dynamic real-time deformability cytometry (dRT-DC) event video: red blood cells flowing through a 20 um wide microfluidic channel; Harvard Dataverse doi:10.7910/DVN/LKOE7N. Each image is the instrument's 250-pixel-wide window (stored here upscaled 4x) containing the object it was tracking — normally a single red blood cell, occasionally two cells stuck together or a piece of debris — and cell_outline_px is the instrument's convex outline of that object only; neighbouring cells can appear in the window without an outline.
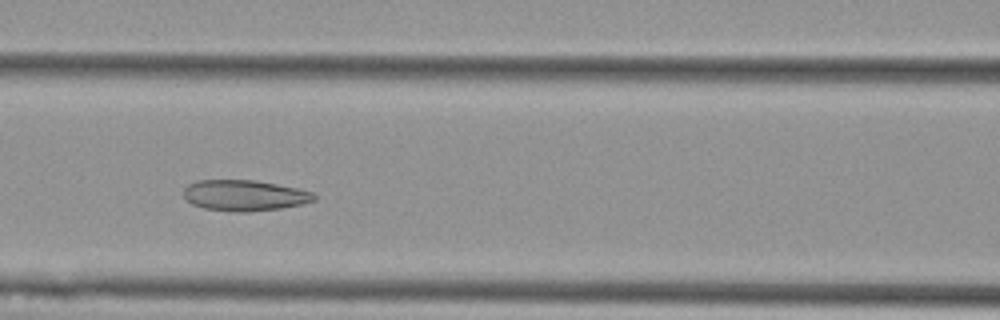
{"species": "Egyptian fruit bat (a non-hibernating species)", "species_latin": "Rousettus aegyptiacus", "temperature_condition": "cold", "stored_images_in_passage": 10, "camera_frame_rate_fps": 3000, "um_per_image_px": 0.085, "animal": {"sex": "female"}, "frame": {"image": 1, "passage_image": 6, "time_ms": 1.667, "image_size_px": [1000, 320], "cell_outline_px": [[316, 200], [304, 204], [280, 208], [244, 212], [236, 212], [204, 208], [192, 204], [184, 196], [184, 188], [188, 184], [196, 180], [252, 180], [276, 184], [296, 188], [312, 192], [316, 196]], "centroid_in_image_um": [20.78, 16.61], "position_along_channel_um": 145.8, "area_um2": 23.35}}
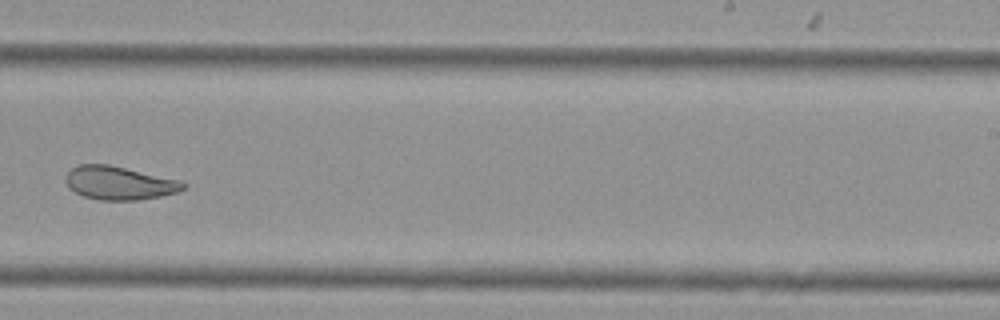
{"frame": {"image": 2, "passage_image": 9, "time_ms": 2.667, "image_size_px": [1000, 320], "cell_outline_px": [[188, 184], [180, 192], [160, 196], [136, 200], [100, 200], [84, 196], [68, 188], [64, 180], [68, 172], [76, 164], [108, 164], [180, 180]], "centroid_in_image_um": [10.13, 15.55], "position_along_channel_um": 278.9, "area_um2": 22.95}}
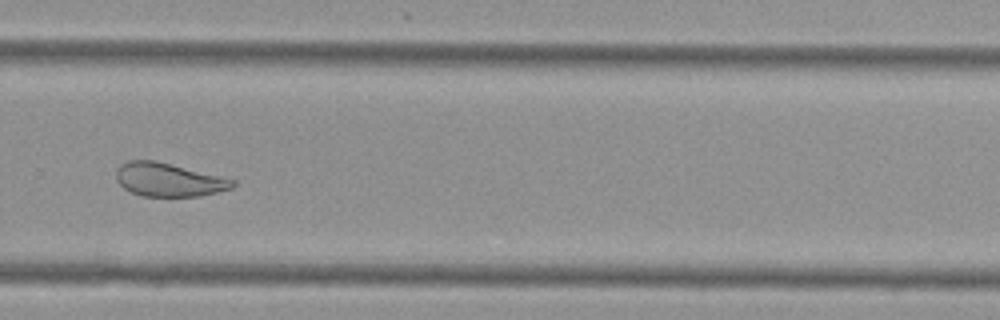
{"frame": {"image": 3, "passage_image": 10, "time_ms": 3.0, "image_size_px": [1000, 320], "cell_outline_px": [[236, 184], [232, 188], [200, 196], [144, 196], [132, 192], [124, 188], [116, 180], [116, 168], [120, 164], [128, 160], [156, 160], [236, 180]], "centroid_in_image_um": [14.32, 15.26], "position_along_channel_um": 315.5, "area_um2": 22.72}}